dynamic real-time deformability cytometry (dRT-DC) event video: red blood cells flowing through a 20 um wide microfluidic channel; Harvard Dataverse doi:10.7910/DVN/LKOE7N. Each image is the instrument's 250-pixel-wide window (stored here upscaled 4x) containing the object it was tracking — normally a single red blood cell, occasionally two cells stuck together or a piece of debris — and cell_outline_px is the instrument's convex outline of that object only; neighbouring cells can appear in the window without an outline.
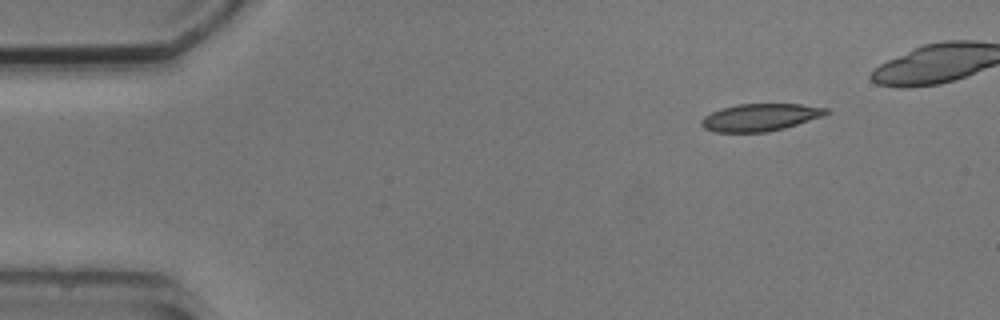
{"species": "common noctule bat (a hibernating species)", "species_latin": "Nyctalus noctula", "temperature_condition": "cold", "stored_images_in_passage": 5, "segment_of_instrument_passage": [2, 2], "camera_frame_rate_fps": 3000, "um_per_image_px": 0.085, "animal": {"sex": "male", "body_mass_g": 20.5, "forearm_length_mm": 52.5}, "frame": {"image": 1, "passage_image": 5, "time_ms": 5.667, "image_size_px": [1000, 320], "cell_outline_px": [[832, 112], [824, 116], [784, 128], [768, 132], [716, 132], [704, 128], [700, 124], [700, 120], [704, 116], [720, 108], [736, 104], [800, 104], [828, 108]], "centroid_in_image_um": [64.63, 9.97], "position_along_channel_um": 20.4, "area_um2": 20.06}}